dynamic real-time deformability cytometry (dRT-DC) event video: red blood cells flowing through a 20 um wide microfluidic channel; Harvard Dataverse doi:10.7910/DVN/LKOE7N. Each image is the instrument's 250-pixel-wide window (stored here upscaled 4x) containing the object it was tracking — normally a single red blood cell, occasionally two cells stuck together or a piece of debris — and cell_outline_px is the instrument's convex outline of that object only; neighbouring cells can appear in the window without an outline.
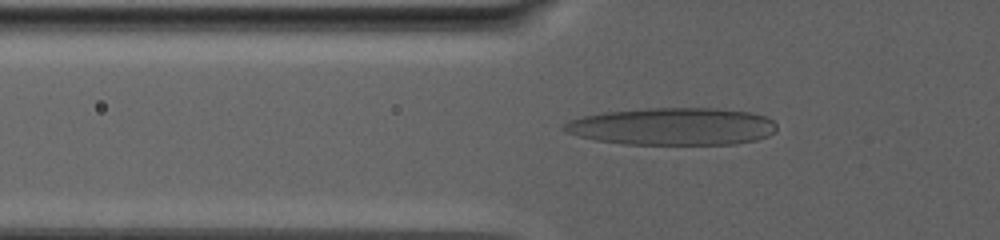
{"species": "human", "species_latin": "Homo sapiens", "temperature_condition": "warm", "stored_images_in_passage": 58, "camera_frame_rate_fps": 3000, "um_per_image_px": 0.085, "donor": {"sex": "male"}, "frame": {"image": 1, "passage_image": 6, "time_ms": 1.667, "image_size_px": [1000, 240], "cell_outline_px": [[776, 132], [768, 136], [756, 140], [736, 144], [624, 144], [596, 140], [564, 132], [560, 128], [568, 120], [584, 116], [604, 112], [644, 108], [716, 108], [748, 112], [764, 116], [772, 120], [776, 124]], "centroid_in_image_um": [57.16, 10.75], "position_along_channel_um": 68.6, "area_um2": 46.47}}
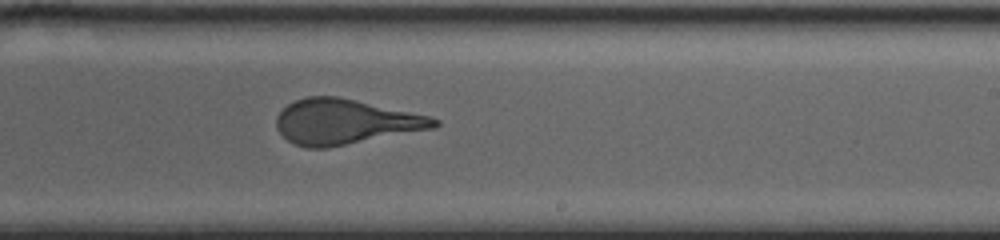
{"frame": {"image": 2, "passage_image": 29, "time_ms": 9.333, "image_size_px": [1000, 240], "cell_outline_px": [[440, 124], [436, 128], [328, 148], [308, 148], [296, 144], [288, 140], [276, 128], [276, 116], [288, 104], [296, 100], [308, 96], [336, 96], [356, 100], [428, 116], [440, 120]], "centroid_in_image_um": [29.34, 10.36], "position_along_channel_um": 259.7, "area_um2": 41.27}}
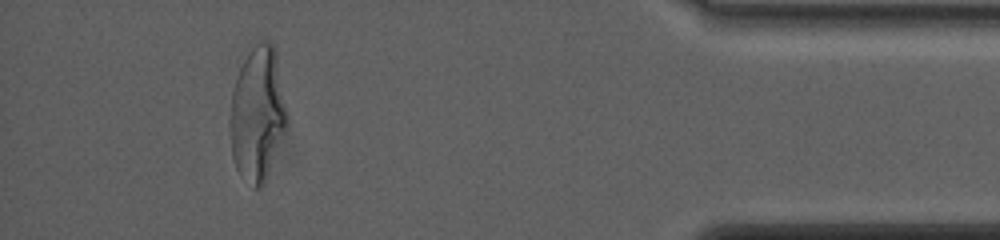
{"frame": {"image": 3, "passage_image": 52, "time_ms": 17.0, "image_size_px": [1000, 240], "cell_outline_px": [[288, 124], [264, 184], [260, 188], [252, 188], [240, 176], [236, 168], [232, 156], [228, 124], [228, 120], [232, 92], [236, 76], [248, 52], [260, 40], [268, 40], [272, 44], [276, 52], [288, 112]], "centroid_in_image_um": [21.88, 9.71], "position_along_channel_um": 413.3, "area_um2": 45.37}, "authors_computed_cell_mechanics": {"area_um2": 42.8876, "velocity_mm_per_s": 2.5682, "shape_relaxation_time_tau1_ms": 10.6892, "shape_relaxation_time_tau2_ms": 1.324, "deformation_change_tau1": 0.3046, "deformation_change_tau2": 0.1114}}